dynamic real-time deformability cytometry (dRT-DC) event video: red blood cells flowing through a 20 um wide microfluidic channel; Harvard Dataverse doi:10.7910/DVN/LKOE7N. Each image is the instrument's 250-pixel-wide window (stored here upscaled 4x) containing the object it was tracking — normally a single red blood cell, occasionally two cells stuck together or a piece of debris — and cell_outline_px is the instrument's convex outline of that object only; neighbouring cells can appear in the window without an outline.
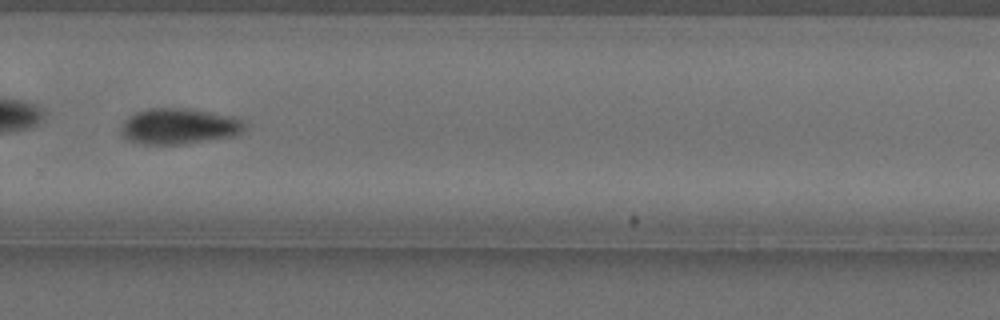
{"species": "Egyptian fruit bat (a non-hibernating species)", "species_latin": "Rousettus aegyptiacus", "temperature_condition": "cold", "stored_images_in_passage": 40, "camera_frame_rate_fps": 3000, "um_per_image_px": 0.085, "animal": {"sex": "female"}, "frame": {"image": 1, "passage_image": 28, "time_ms": 9.0, "image_size_px": [1000, 320], "cell_outline_px": [[248, 124], [240, 132], [232, 136], [180, 144], [144, 144], [128, 140], [120, 132], [120, 128], [124, 120], [136, 112], [148, 108], [188, 108], [228, 116], [244, 120]], "centroid_in_image_um": [15.18, 10.72], "position_along_channel_um": 314.6, "area_um2": 25.55}, "authors_computed_cell_mechanics": {"area_um2": 26.0678, "velocity_mm_per_s": 3.5157, "shape_relaxation_time_tau1_ms": 4.9862, "shape_relaxation_time_tau2_ms": null, "deformation_change_tau1": 0.137, "deformation_change_tau2": null}}